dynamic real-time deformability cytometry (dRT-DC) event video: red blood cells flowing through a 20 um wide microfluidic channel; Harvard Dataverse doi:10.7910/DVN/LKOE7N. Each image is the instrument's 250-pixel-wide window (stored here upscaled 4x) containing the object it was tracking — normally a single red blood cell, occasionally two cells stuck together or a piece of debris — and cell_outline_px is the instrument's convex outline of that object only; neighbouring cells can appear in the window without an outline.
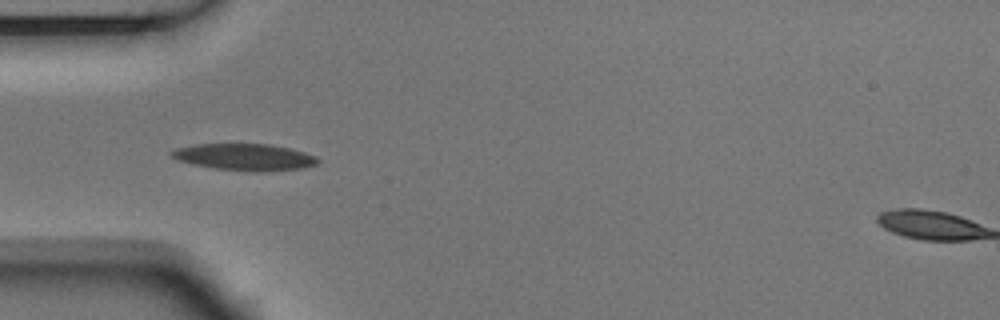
{"species": "Egyptian fruit bat (a non-hibernating species)", "species_latin": "Rousettus aegyptiacus", "temperature_condition": "room temperature", "stored_images_in_passage": 9, "camera_frame_rate_fps": 3000, "um_per_image_px": 0.085, "animal": {"sex": "male"}, "frame": {"image": 1, "passage_image": 3, "time_ms": 0.667, "image_size_px": [1000, 320], "cell_outline_px": [[320, 160], [316, 164], [304, 168], [252, 172], [216, 168], [176, 160], [168, 152], [176, 148], [196, 144], [268, 144], [288, 148], [304, 152], [316, 156]], "centroid_in_image_um": [20.79, 13.34], "position_along_channel_um": 64.2, "area_um2": 22.54}}
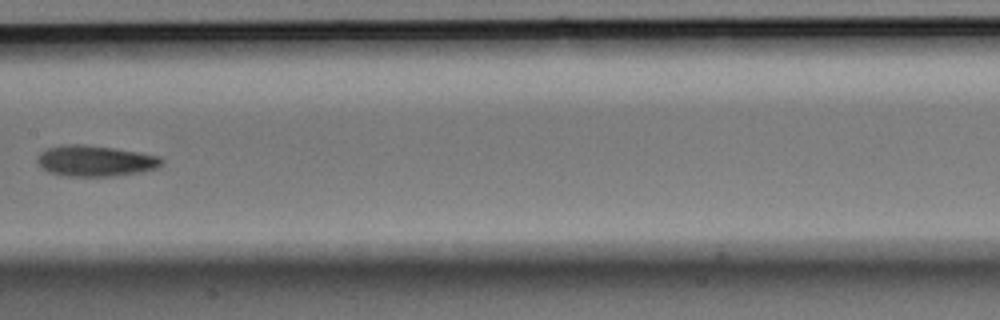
{"frame": {"image": 2, "passage_image": 6, "time_ms": 1.667, "image_size_px": [1000, 320], "cell_outline_px": [[164, 160], [156, 168], [140, 172], [112, 176], [68, 176], [48, 172], [36, 160], [36, 156], [44, 148], [60, 144], [84, 144], [140, 152], [160, 156]], "centroid_in_image_um": [8.06, 13.66], "position_along_channel_um": 199.3, "area_um2": 22.48}}
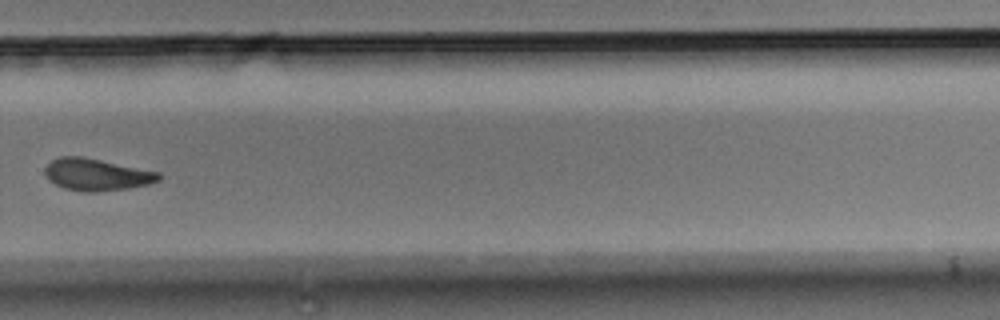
{"frame": {"image": 3, "passage_image": 9, "time_ms": 2.667, "image_size_px": [1000, 320], "cell_outline_px": [[164, 176], [160, 180], [148, 184], [128, 188], [96, 192], [88, 192], [64, 188], [48, 180], [44, 172], [44, 168], [52, 160], [60, 156], [80, 156], [160, 172]], "centroid_in_image_um": [8.22, 14.84], "position_along_channel_um": 321.6, "area_um2": 21.15}}